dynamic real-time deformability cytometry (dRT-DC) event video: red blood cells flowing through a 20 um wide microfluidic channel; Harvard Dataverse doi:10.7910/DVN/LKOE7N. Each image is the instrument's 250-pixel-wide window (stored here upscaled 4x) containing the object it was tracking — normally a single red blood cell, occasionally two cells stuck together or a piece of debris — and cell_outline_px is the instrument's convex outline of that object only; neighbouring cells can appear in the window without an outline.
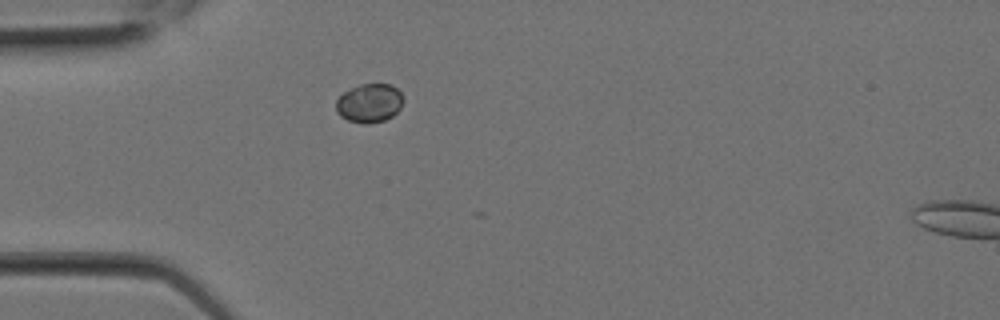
{"species": "Egyptian fruit bat (a non-hibernating species)", "species_latin": "Rousettus aegyptiacus", "temperature_condition": "room temperature", "stored_images_in_passage": 2, "camera_frame_rate_fps": 3000, "um_per_image_px": 0.085, "animal": {"sex": "female"}, "frame": {"image": 1, "passage_image": 1, "time_ms": 0.0, "image_size_px": [1000, 320], "cell_outline_px": [[404, 100], [400, 108], [392, 116], [384, 120], [368, 124], [364, 124], [348, 120], [340, 116], [336, 112], [336, 100], [344, 92], [360, 84], [392, 84], [404, 96]], "centroid_in_image_um": [31.41, 8.76], "position_along_channel_um": 53.6, "area_um2": 15.26}}